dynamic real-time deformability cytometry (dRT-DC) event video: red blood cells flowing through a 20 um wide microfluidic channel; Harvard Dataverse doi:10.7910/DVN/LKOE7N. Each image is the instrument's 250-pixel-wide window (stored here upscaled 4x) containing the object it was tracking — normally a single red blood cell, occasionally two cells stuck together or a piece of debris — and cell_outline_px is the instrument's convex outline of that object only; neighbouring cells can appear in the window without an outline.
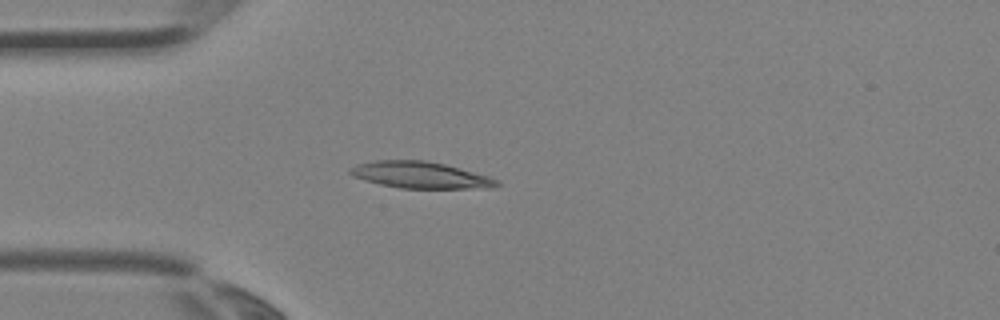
{"species": "Egyptian fruit bat (a non-hibernating species)", "species_latin": "Rousettus aegyptiacus", "temperature_condition": "room temperature", "stored_images_in_passage": 1, "camera_frame_rate_fps": 3000, "um_per_image_px": 0.085, "animal": {"sex": "female"}, "frame": {"image": 1, "passage_image": 1, "time_ms": 0.0, "image_size_px": [1000, 320], "cell_outline_px": [[500, 184], [492, 188], [400, 188], [380, 184], [352, 176], [348, 172], [348, 168], [356, 164], [376, 160], [424, 160], [444, 164], [488, 176], [500, 180]], "centroid_in_image_um": [35.71, 14.87], "position_along_channel_um": 49.3, "area_um2": 22.66}}